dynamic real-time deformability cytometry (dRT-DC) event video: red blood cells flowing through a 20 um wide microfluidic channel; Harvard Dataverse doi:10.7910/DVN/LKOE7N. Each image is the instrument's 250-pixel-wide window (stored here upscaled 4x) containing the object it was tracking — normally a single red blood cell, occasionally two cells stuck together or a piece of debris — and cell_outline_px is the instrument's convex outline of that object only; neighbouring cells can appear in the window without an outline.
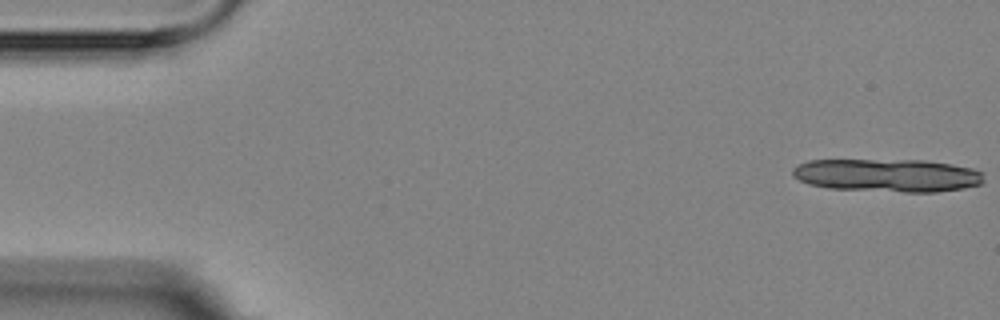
{"species": "Egyptian fruit bat (a non-hibernating species)", "species_latin": "Rousettus aegyptiacus", "temperature_condition": "room temperature", "stored_images_in_passage": 16, "camera_frame_rate_fps": 3000, "um_per_image_px": 0.085, "animal": {"sex": "female"}, "frame": {"image": 1, "passage_image": 1, "time_ms": 0.0, "image_size_px": [1000, 320], "cell_outline_px": [[984, 180], [980, 184], [964, 188], [936, 192], [904, 192], [828, 188], [808, 184], [792, 176], [792, 168], [796, 164], [808, 160], [924, 160], [952, 164], [972, 168], [984, 172]], "centroid_in_image_um": [75.43, 14.9], "position_along_channel_um": 9.6, "area_um2": 37.17}}
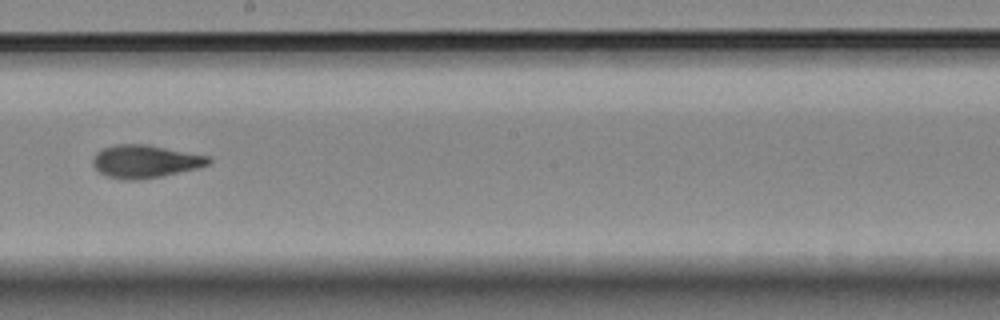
{"frame": {"image": 2, "passage_image": 10, "time_ms": 10.333, "image_size_px": [1000, 320], "cell_outline_px": [[212, 160], [208, 164], [196, 168], [160, 176], [140, 180], [120, 180], [108, 176], [100, 172], [92, 164], [92, 160], [96, 152], [104, 148], [116, 144], [148, 144], [208, 156]], "centroid_in_image_um": [12.3, 13.71], "position_along_channel_um": 235.9, "area_um2": 22.02}}
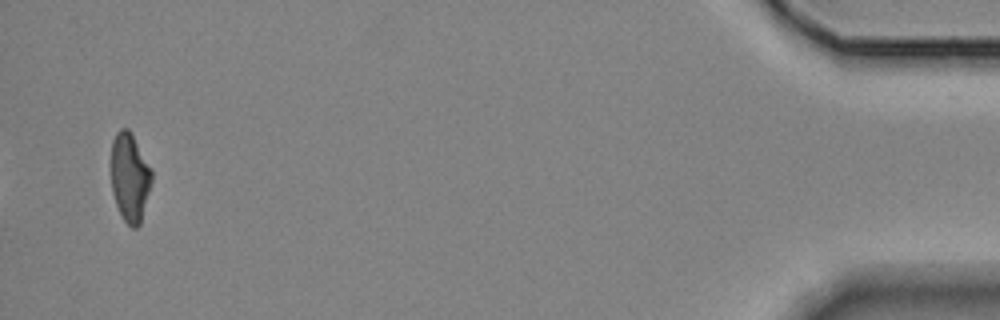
{"frame": {"image": 3, "passage_image": 16, "time_ms": 18.0, "image_size_px": [1000, 320], "cell_outline_px": [[152, 180], [140, 224], [136, 228], [132, 228], [124, 220], [116, 204], [112, 192], [112, 140], [116, 132], [120, 128], [128, 128], [152, 168]], "centroid_in_image_um": [11.04, 15.06], "position_along_channel_um": 424.2, "area_um2": 20.81}, "authors_computed_cell_mechanics": {"area_um2": 21.7617, "velocity_mm_per_s": 3.5554, "shape_relaxation_time_tau1_ms": 5.2996, "shape_relaxation_time_tau2_ms": 2.1473, "deformation_change_tau1": 0.1656, "deformation_change_tau2": 0.064}}